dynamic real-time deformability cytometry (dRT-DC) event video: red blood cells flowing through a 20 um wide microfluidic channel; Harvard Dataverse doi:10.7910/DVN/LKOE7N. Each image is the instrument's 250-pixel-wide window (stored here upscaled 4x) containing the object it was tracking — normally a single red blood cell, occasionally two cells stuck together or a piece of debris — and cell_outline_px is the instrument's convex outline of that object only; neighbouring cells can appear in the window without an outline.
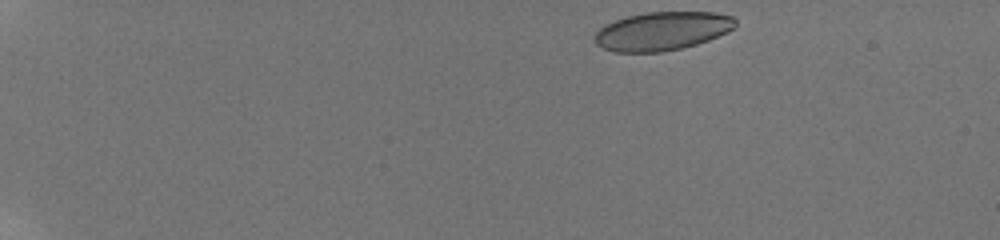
{"species": "human", "species_latin": "Homo sapiens", "temperature_condition": "room temperature", "stored_images_in_passage": 17, "camera_frame_rate_fps": 3000, "um_per_image_px": 0.085, "donor": {"sex": "male"}, "frame": {"image": 1, "passage_image": 1, "time_ms": 0.0, "image_size_px": [1000, 240], "cell_outline_px": [[736, 24], [732, 28], [708, 40], [696, 44], [664, 52], [612, 52], [596, 44], [592, 40], [596, 32], [604, 24], [628, 16], [648, 12], [716, 12], [732, 16], [736, 20]], "centroid_in_image_um": [56.23, 2.64], "position_along_channel_um": 28.8, "area_um2": 31.5}}
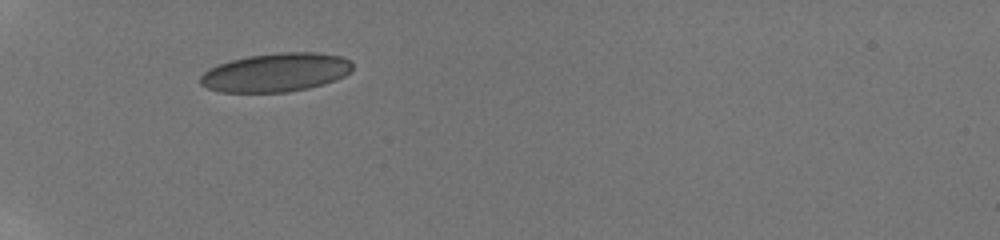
{"frame": {"image": 2, "passage_image": 16, "time_ms": 3.667, "image_size_px": [1000, 240], "cell_outline_px": [[352, 72], [344, 76], [324, 84], [308, 88], [288, 92], [220, 92], [208, 88], [200, 84], [200, 76], [204, 72], [220, 64], [232, 60], [248, 56], [284, 52], [316, 52], [344, 56], [352, 60]], "centroid_in_image_um": [23.51, 6.15], "position_along_channel_um": 61.5, "area_um2": 34.33}}